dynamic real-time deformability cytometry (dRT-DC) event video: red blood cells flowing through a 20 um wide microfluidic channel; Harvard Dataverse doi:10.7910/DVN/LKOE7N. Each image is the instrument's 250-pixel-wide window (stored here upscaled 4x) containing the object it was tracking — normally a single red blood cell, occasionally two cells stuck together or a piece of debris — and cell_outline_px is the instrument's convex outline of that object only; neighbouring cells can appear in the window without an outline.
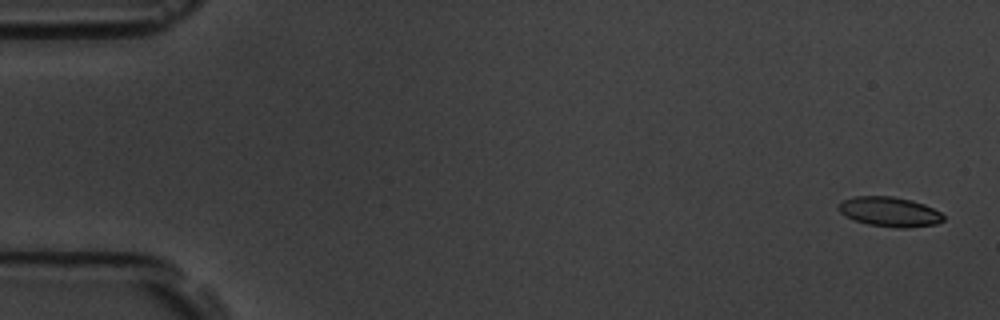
{"species": "common noctule bat (a hibernating species)", "species_latin": "Nyctalus noctula", "temperature_condition": "room temperature", "stored_images_in_passage": 58, "camera_frame_rate_fps": 3000, "um_per_image_px": 0.085, "animal": {"sex": "male", "body_mass_g": 19.5, "forearm_length_mm": 54.6}, "frame": {"image": 1, "passage_image": 2, "time_ms": 0.333, "image_size_px": [1000, 320], "cell_outline_px": [[944, 220], [936, 224], [908, 228], [896, 228], [868, 224], [852, 220], [844, 216], [836, 208], [844, 200], [856, 196], [892, 196], [912, 200], [924, 204], [940, 212], [944, 216]], "centroid_in_image_um": [75.6, 18.01], "position_along_channel_um": 9.4, "area_um2": 18.26}}
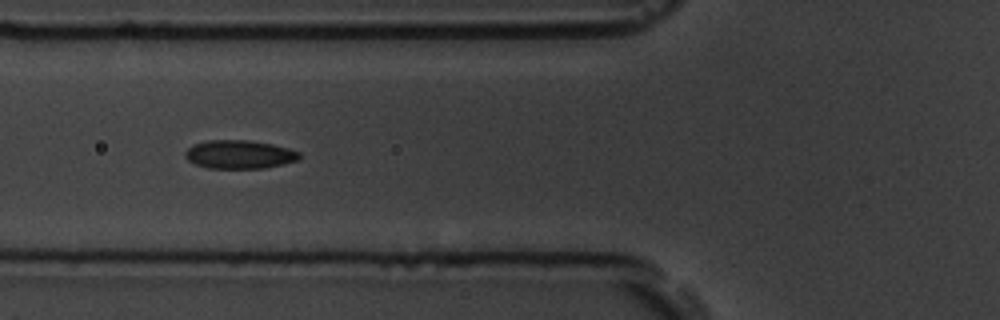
{"frame": {"image": 2, "passage_image": 22, "time_ms": 7.0, "image_size_px": [1000, 320], "cell_outline_px": [[300, 156], [296, 160], [264, 168], [208, 168], [196, 164], [188, 160], [184, 156], [184, 152], [192, 144], [208, 140], [248, 140], [272, 144], [288, 148], [300, 152]], "centroid_in_image_um": [20.3, 13.11], "position_along_channel_um": 105.5, "area_um2": 18.84}}
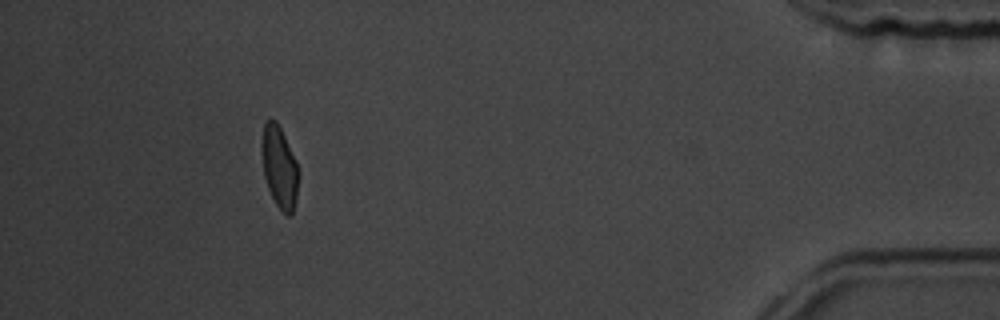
{"frame": {"image": 3, "passage_image": 53, "time_ms": 17.333, "image_size_px": [1000, 320], "cell_outline_px": [[300, 172], [296, 196], [292, 216], [288, 216], [276, 204], [268, 188], [264, 176], [260, 152], [260, 144], [264, 124], [268, 120], [276, 120], [296, 160]], "centroid_in_image_um": [23.74, 14.2], "position_along_channel_um": 411.5, "area_um2": 17.69}, "authors_computed_cell_mechanics": {"area_um2": 18.2648, "velocity_mm_per_s": 3.5477, "shape_relaxation_time_tau1_ms": 3.4367, "shape_relaxation_time_tau2_ms": 1.2935, "deformation_change_tau1": 0.0997, "deformation_change_tau2": 0.0585}}